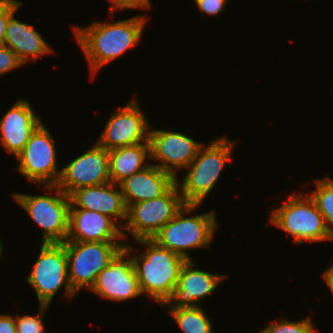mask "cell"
<instances>
[{"label":"cell","instance_id":"26","mask_svg":"<svg viewBox=\"0 0 333 333\" xmlns=\"http://www.w3.org/2000/svg\"><path fill=\"white\" fill-rule=\"evenodd\" d=\"M22 4L17 0H0V47L5 45L6 25L10 16L18 12Z\"/></svg>","mask_w":333,"mask_h":333},{"label":"cell","instance_id":"11","mask_svg":"<svg viewBox=\"0 0 333 333\" xmlns=\"http://www.w3.org/2000/svg\"><path fill=\"white\" fill-rule=\"evenodd\" d=\"M136 251L128 243L100 271L90 291L103 299L121 302L142 296L130 254ZM130 256V258H129Z\"/></svg>","mask_w":333,"mask_h":333},{"label":"cell","instance_id":"6","mask_svg":"<svg viewBox=\"0 0 333 333\" xmlns=\"http://www.w3.org/2000/svg\"><path fill=\"white\" fill-rule=\"evenodd\" d=\"M54 196L12 193L14 201L43 229L42 243H64L69 231L70 196L57 185H44Z\"/></svg>","mask_w":333,"mask_h":333},{"label":"cell","instance_id":"22","mask_svg":"<svg viewBox=\"0 0 333 333\" xmlns=\"http://www.w3.org/2000/svg\"><path fill=\"white\" fill-rule=\"evenodd\" d=\"M172 319L183 333H213L211 319L203 307L168 308Z\"/></svg>","mask_w":333,"mask_h":333},{"label":"cell","instance_id":"14","mask_svg":"<svg viewBox=\"0 0 333 333\" xmlns=\"http://www.w3.org/2000/svg\"><path fill=\"white\" fill-rule=\"evenodd\" d=\"M61 169L57 186L69 196L80 188L111 182L109 151L97 142Z\"/></svg>","mask_w":333,"mask_h":333},{"label":"cell","instance_id":"25","mask_svg":"<svg viewBox=\"0 0 333 333\" xmlns=\"http://www.w3.org/2000/svg\"><path fill=\"white\" fill-rule=\"evenodd\" d=\"M50 308L48 305H39L37 315L15 316L16 333H46L44 316Z\"/></svg>","mask_w":333,"mask_h":333},{"label":"cell","instance_id":"7","mask_svg":"<svg viewBox=\"0 0 333 333\" xmlns=\"http://www.w3.org/2000/svg\"><path fill=\"white\" fill-rule=\"evenodd\" d=\"M25 280L35 289L39 305L49 306L62 287L67 299L71 300L77 294L69 282L63 243H42L37 260Z\"/></svg>","mask_w":333,"mask_h":333},{"label":"cell","instance_id":"16","mask_svg":"<svg viewBox=\"0 0 333 333\" xmlns=\"http://www.w3.org/2000/svg\"><path fill=\"white\" fill-rule=\"evenodd\" d=\"M127 234L112 218L87 209H69V231L66 241L120 242ZM118 240V241H117Z\"/></svg>","mask_w":333,"mask_h":333},{"label":"cell","instance_id":"29","mask_svg":"<svg viewBox=\"0 0 333 333\" xmlns=\"http://www.w3.org/2000/svg\"><path fill=\"white\" fill-rule=\"evenodd\" d=\"M198 10L208 16H215L220 14L225 6L227 0H194Z\"/></svg>","mask_w":333,"mask_h":333},{"label":"cell","instance_id":"28","mask_svg":"<svg viewBox=\"0 0 333 333\" xmlns=\"http://www.w3.org/2000/svg\"><path fill=\"white\" fill-rule=\"evenodd\" d=\"M109 11L108 13L113 15L114 11L116 10H123V9H140L146 10L150 9L151 3L150 0H109Z\"/></svg>","mask_w":333,"mask_h":333},{"label":"cell","instance_id":"17","mask_svg":"<svg viewBox=\"0 0 333 333\" xmlns=\"http://www.w3.org/2000/svg\"><path fill=\"white\" fill-rule=\"evenodd\" d=\"M42 123L28 100L19 99L0 119V143L15 157L23 150L35 129Z\"/></svg>","mask_w":333,"mask_h":333},{"label":"cell","instance_id":"4","mask_svg":"<svg viewBox=\"0 0 333 333\" xmlns=\"http://www.w3.org/2000/svg\"><path fill=\"white\" fill-rule=\"evenodd\" d=\"M199 206L201 204H184L152 239L187 261L193 260L188 250L210 247L213 234L219 225L214 210L190 216Z\"/></svg>","mask_w":333,"mask_h":333},{"label":"cell","instance_id":"1","mask_svg":"<svg viewBox=\"0 0 333 333\" xmlns=\"http://www.w3.org/2000/svg\"><path fill=\"white\" fill-rule=\"evenodd\" d=\"M146 17L137 15L117 22L95 21L88 26H74L73 34L90 67L92 78L108 63L139 45Z\"/></svg>","mask_w":333,"mask_h":333},{"label":"cell","instance_id":"2","mask_svg":"<svg viewBox=\"0 0 333 333\" xmlns=\"http://www.w3.org/2000/svg\"><path fill=\"white\" fill-rule=\"evenodd\" d=\"M144 246L142 255L131 256L142 294L163 306L172 296L186 259L161 247L153 239L135 240Z\"/></svg>","mask_w":333,"mask_h":333},{"label":"cell","instance_id":"3","mask_svg":"<svg viewBox=\"0 0 333 333\" xmlns=\"http://www.w3.org/2000/svg\"><path fill=\"white\" fill-rule=\"evenodd\" d=\"M235 142L227 135H221L214 141L202 145L197 156L186 168L188 173L182 182L176 178V184L185 204H202L207 195L219 181L226 163L231 160Z\"/></svg>","mask_w":333,"mask_h":333},{"label":"cell","instance_id":"18","mask_svg":"<svg viewBox=\"0 0 333 333\" xmlns=\"http://www.w3.org/2000/svg\"><path fill=\"white\" fill-rule=\"evenodd\" d=\"M70 201V208L100 212L112 218L116 223L120 221L122 229L126 224L127 207L118 184L107 182L80 188L70 195Z\"/></svg>","mask_w":333,"mask_h":333},{"label":"cell","instance_id":"12","mask_svg":"<svg viewBox=\"0 0 333 333\" xmlns=\"http://www.w3.org/2000/svg\"><path fill=\"white\" fill-rule=\"evenodd\" d=\"M150 127L137 100L132 99L112 113L96 142L108 151L149 142Z\"/></svg>","mask_w":333,"mask_h":333},{"label":"cell","instance_id":"27","mask_svg":"<svg viewBox=\"0 0 333 333\" xmlns=\"http://www.w3.org/2000/svg\"><path fill=\"white\" fill-rule=\"evenodd\" d=\"M24 64L20 61L17 54L5 45L0 47V75L15 70Z\"/></svg>","mask_w":333,"mask_h":333},{"label":"cell","instance_id":"31","mask_svg":"<svg viewBox=\"0 0 333 333\" xmlns=\"http://www.w3.org/2000/svg\"><path fill=\"white\" fill-rule=\"evenodd\" d=\"M325 281V284L328 286L329 290L333 294V263L329 268L323 271L322 275Z\"/></svg>","mask_w":333,"mask_h":333},{"label":"cell","instance_id":"32","mask_svg":"<svg viewBox=\"0 0 333 333\" xmlns=\"http://www.w3.org/2000/svg\"><path fill=\"white\" fill-rule=\"evenodd\" d=\"M2 252H3V245H2V242L0 240V259H1L2 254H3Z\"/></svg>","mask_w":333,"mask_h":333},{"label":"cell","instance_id":"13","mask_svg":"<svg viewBox=\"0 0 333 333\" xmlns=\"http://www.w3.org/2000/svg\"><path fill=\"white\" fill-rule=\"evenodd\" d=\"M149 145L150 159L160 162L153 165L170 173L176 179L177 169H186L197 156L203 143L182 132L151 129Z\"/></svg>","mask_w":333,"mask_h":333},{"label":"cell","instance_id":"19","mask_svg":"<svg viewBox=\"0 0 333 333\" xmlns=\"http://www.w3.org/2000/svg\"><path fill=\"white\" fill-rule=\"evenodd\" d=\"M176 179L152 163L145 169L134 173L118 185L127 209L134 203L154 199L163 195Z\"/></svg>","mask_w":333,"mask_h":333},{"label":"cell","instance_id":"5","mask_svg":"<svg viewBox=\"0 0 333 333\" xmlns=\"http://www.w3.org/2000/svg\"><path fill=\"white\" fill-rule=\"evenodd\" d=\"M280 207L272 210L269 222L293 236L299 245L303 242L333 241L324 217L308 194H291Z\"/></svg>","mask_w":333,"mask_h":333},{"label":"cell","instance_id":"24","mask_svg":"<svg viewBox=\"0 0 333 333\" xmlns=\"http://www.w3.org/2000/svg\"><path fill=\"white\" fill-rule=\"evenodd\" d=\"M257 333H316V331L311 317L299 321H289L283 317L279 322H271Z\"/></svg>","mask_w":333,"mask_h":333},{"label":"cell","instance_id":"9","mask_svg":"<svg viewBox=\"0 0 333 333\" xmlns=\"http://www.w3.org/2000/svg\"><path fill=\"white\" fill-rule=\"evenodd\" d=\"M182 196L176 182L161 196L137 202L127 209L123 229L134 240L152 239L183 207Z\"/></svg>","mask_w":333,"mask_h":333},{"label":"cell","instance_id":"30","mask_svg":"<svg viewBox=\"0 0 333 333\" xmlns=\"http://www.w3.org/2000/svg\"><path fill=\"white\" fill-rule=\"evenodd\" d=\"M0 333H16L15 316L0 314Z\"/></svg>","mask_w":333,"mask_h":333},{"label":"cell","instance_id":"10","mask_svg":"<svg viewBox=\"0 0 333 333\" xmlns=\"http://www.w3.org/2000/svg\"><path fill=\"white\" fill-rule=\"evenodd\" d=\"M55 140L42 122L32 133L23 150L15 157L16 170L38 186L57 185L62 169L57 167Z\"/></svg>","mask_w":333,"mask_h":333},{"label":"cell","instance_id":"15","mask_svg":"<svg viewBox=\"0 0 333 333\" xmlns=\"http://www.w3.org/2000/svg\"><path fill=\"white\" fill-rule=\"evenodd\" d=\"M194 260L183 265L172 296L163 305L168 308L197 307L199 301L215 292L228 276L210 273L194 267Z\"/></svg>","mask_w":333,"mask_h":333},{"label":"cell","instance_id":"23","mask_svg":"<svg viewBox=\"0 0 333 333\" xmlns=\"http://www.w3.org/2000/svg\"><path fill=\"white\" fill-rule=\"evenodd\" d=\"M314 181L316 189H313L310 193L308 192V194L323 215L326 228L333 237V179L326 176Z\"/></svg>","mask_w":333,"mask_h":333},{"label":"cell","instance_id":"8","mask_svg":"<svg viewBox=\"0 0 333 333\" xmlns=\"http://www.w3.org/2000/svg\"><path fill=\"white\" fill-rule=\"evenodd\" d=\"M68 278L78 294L80 289H91L98 274L124 248L126 242L65 241Z\"/></svg>","mask_w":333,"mask_h":333},{"label":"cell","instance_id":"21","mask_svg":"<svg viewBox=\"0 0 333 333\" xmlns=\"http://www.w3.org/2000/svg\"><path fill=\"white\" fill-rule=\"evenodd\" d=\"M149 142H142L109 150V170L112 183L119 184L151 163Z\"/></svg>","mask_w":333,"mask_h":333},{"label":"cell","instance_id":"20","mask_svg":"<svg viewBox=\"0 0 333 333\" xmlns=\"http://www.w3.org/2000/svg\"><path fill=\"white\" fill-rule=\"evenodd\" d=\"M15 14L10 16L6 25L5 46L15 52L23 64L36 61L44 54L55 53L33 25L16 19Z\"/></svg>","mask_w":333,"mask_h":333}]
</instances>
